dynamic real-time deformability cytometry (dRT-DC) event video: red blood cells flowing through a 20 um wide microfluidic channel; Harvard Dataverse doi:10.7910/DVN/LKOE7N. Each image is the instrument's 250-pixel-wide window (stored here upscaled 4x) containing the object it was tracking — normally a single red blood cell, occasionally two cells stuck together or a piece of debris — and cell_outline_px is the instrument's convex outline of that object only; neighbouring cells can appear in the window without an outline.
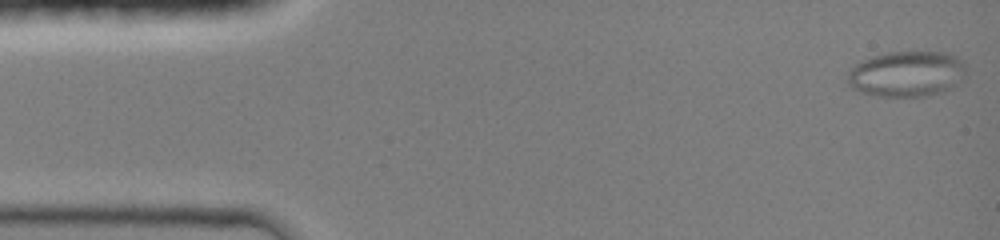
{"species": "common noctule bat (a hibernating species)", "species_latin": "Nyctalus noctula", "temperature_condition": "room temperature", "stored_images_in_passage": 83, "camera_frame_rate_fps": 3000, "um_per_image_px": 0.085, "animal": {"sex": "female", "body_mass_g": 19.0, "forearm_length_mm": 51.5}, "frame": {"image": 1, "passage_image": 1, "time_ms": 0.0, "image_size_px": [1000, 240], "cell_outline_px": [[964, 76], [960, 84], [944, 92], [924, 96], [876, 96], [860, 92], [852, 88], [848, 84], [848, 72], [856, 64], [872, 56], [888, 52], [944, 52], [956, 56], [964, 60]], "centroid_in_image_um": [77.1, 6.29], "position_along_channel_um": 7.9, "area_um2": 31.73}}
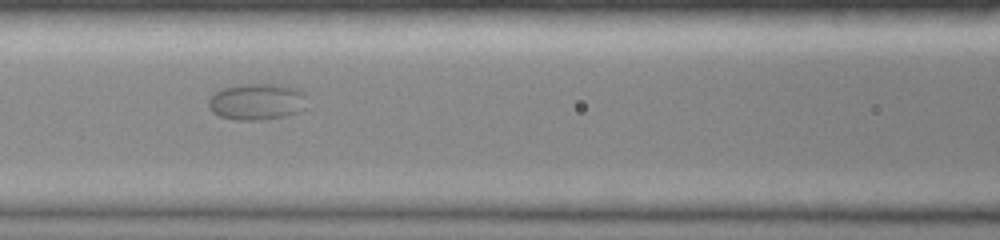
{"frame": {"image": 2, "passage_image": 38, "time_ms": 6.667, "image_size_px": [1000, 240], "cell_outline_px": [[308, 108], [300, 112], [288, 116], [256, 120], [236, 120], [220, 116], [212, 112], [208, 108], [208, 100], [216, 92], [224, 88], [240, 84], [280, 84], [296, 88], [304, 92]], "centroid_in_image_um": [21.89, 8.65], "position_along_channel_um": 144.7, "area_um2": 21.27}}
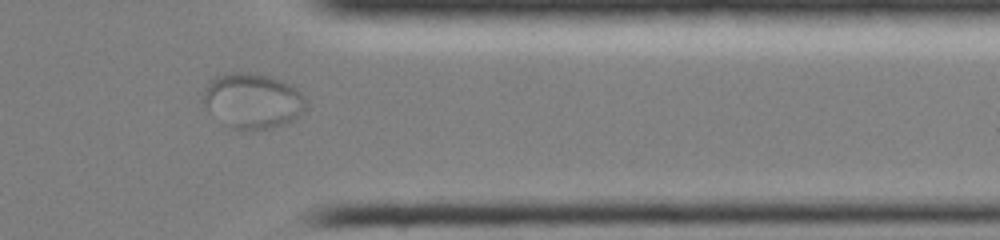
{"frame": {"image": 3, "passage_image": 68, "time_ms": 13.0, "image_size_px": [1000, 240], "cell_outline_px": [[308, 108], [296, 120], [288, 124], [272, 128], [244, 132], [232, 128], [204, 104], [204, 88], [208, 80], [216, 76], [228, 72], [248, 72], [272, 76], [292, 84], [308, 100]], "centroid_in_image_um": [21.57, 8.57], "position_along_channel_um": 389.8, "area_um2": 33.76}}